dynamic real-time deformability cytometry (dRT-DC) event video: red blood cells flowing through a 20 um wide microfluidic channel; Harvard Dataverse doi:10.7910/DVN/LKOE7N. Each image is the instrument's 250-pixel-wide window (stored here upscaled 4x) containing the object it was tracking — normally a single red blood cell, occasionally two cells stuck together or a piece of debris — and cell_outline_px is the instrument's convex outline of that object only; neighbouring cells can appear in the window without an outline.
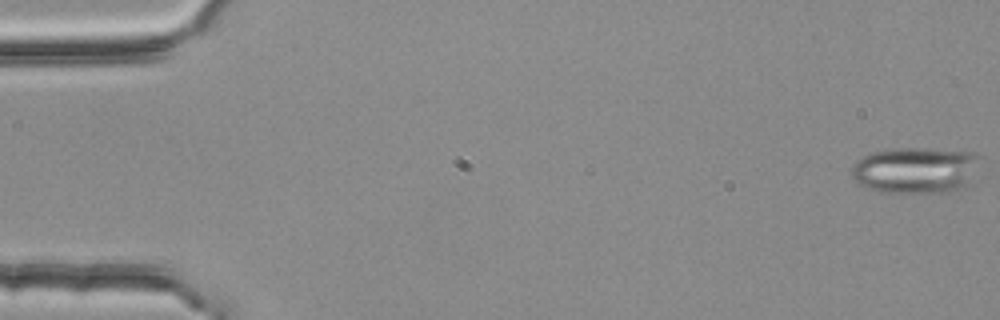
{"species": "common noctule bat (a hibernating species)", "species_latin": "Nyctalus noctula", "temperature_condition": "room temperature", "stored_images_in_passage": 55, "camera_frame_rate_fps": 3000, "um_per_image_px": 0.085, "animal": {"sex": "female", "body_mass_g": 25.1}, "frame": {"image": 1, "passage_image": 1, "time_ms": 0.0, "image_size_px": [1000, 320], "cell_outline_px": [[976, 156], [968, 184], [964, 188], [952, 192], [880, 192], [864, 188], [852, 176], [852, 168], [856, 160], [872, 152], [896, 148], [928, 148], [976, 152]], "centroid_in_image_um": [77.75, 14.47], "position_along_channel_um": 7.3, "area_um2": 34.28}}
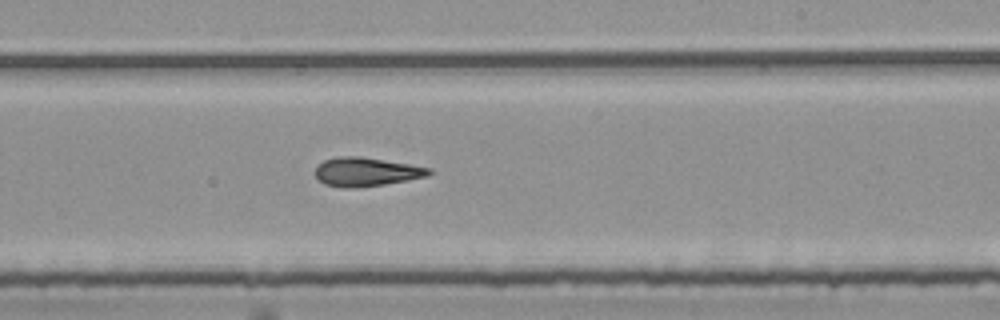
{"frame": {"image": 2, "passage_image": 33, "time_ms": 10.667, "image_size_px": [1000, 320], "cell_outline_px": [[432, 172], [428, 176], [408, 180], [384, 184], [348, 188], [344, 188], [324, 184], [316, 176], [316, 164], [324, 160], [336, 156], [360, 156], [432, 168]], "centroid_in_image_um": [31.11, 14.59], "position_along_channel_um": 257.9, "area_um2": 19.02}}
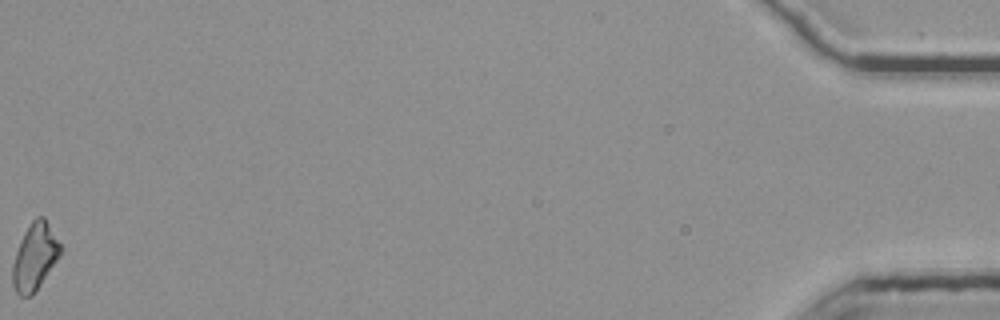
{"frame": {"image": 3, "passage_image": 55, "time_ms": 18.0, "image_size_px": [1000, 320], "cell_outline_px": [[64, 248], [32, 296], [20, 296], [16, 292], [12, 284], [12, 264], [20, 240], [24, 232], [32, 220], [36, 216], [44, 216]], "centroid_in_image_um": [2.95, 21.8], "position_along_channel_um": 432.2, "area_um2": 18.61}, "authors_computed_cell_mechanics": {"area_um2": 19.074, "velocity_mm_per_s": 3.7987, "shape_relaxation_time_tau1_ms": null, "shape_relaxation_time_tau2_ms": 5.7725, "deformation_change_tau1": null, "deformation_change_tau2": 0.1845}}